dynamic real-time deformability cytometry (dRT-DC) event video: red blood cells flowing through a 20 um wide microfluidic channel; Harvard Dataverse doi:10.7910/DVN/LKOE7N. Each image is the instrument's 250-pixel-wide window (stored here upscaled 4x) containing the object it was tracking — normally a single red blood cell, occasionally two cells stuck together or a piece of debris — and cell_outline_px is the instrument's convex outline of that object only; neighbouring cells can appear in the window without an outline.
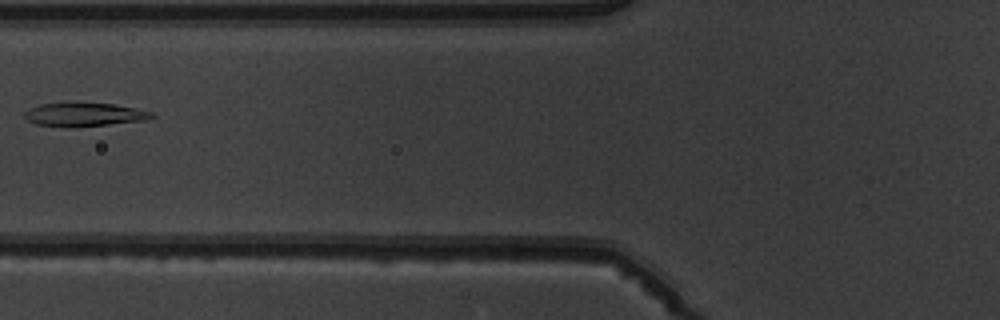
{"species": "common noctule bat (a hibernating species)", "species_latin": "Nyctalus noctula", "temperature_condition": "warm", "stored_images_in_passage": 6, "camera_frame_rate_fps": 3000, "um_per_image_px": 0.085, "animal": {"sex": "male", "body_mass_g": 19.5, "forearm_length_mm": 54.6}, "frame": {"image": 1, "passage_image": 5, "time_ms": 5.667, "image_size_px": [1000, 320], "cell_outline_px": [[156, 116], [148, 120], [76, 128], [64, 128], [36, 124], [28, 120], [24, 116], [24, 112], [40, 104], [64, 100], [68, 100], [112, 104], [136, 108], [152, 112]], "centroid_in_image_um": [7.14, 9.72], "position_along_channel_um": 118.7, "area_um2": 18.5}}
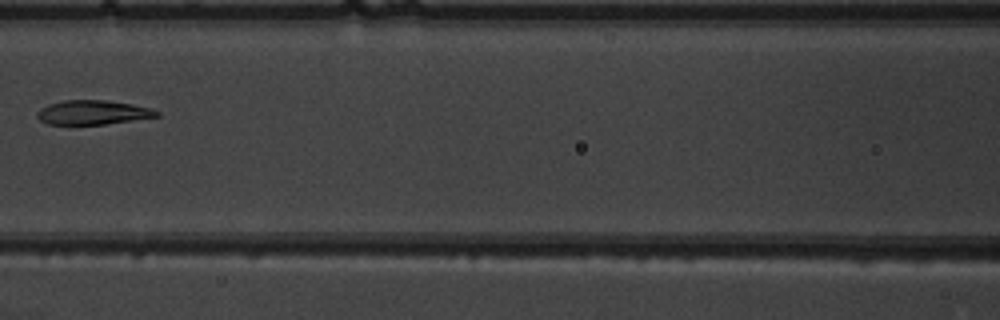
{"frame": {"image": 2, "passage_image": 6, "time_ms": 6.667, "image_size_px": [1000, 320], "cell_outline_px": [[160, 116], [104, 124], [48, 124], [40, 120], [36, 116], [36, 112], [40, 108], [48, 104], [64, 100], [104, 100], [132, 104], [152, 108], [160, 112]], "centroid_in_image_um": [7.88, 9.55], "position_along_channel_um": 158.7, "area_um2": 16.88}}